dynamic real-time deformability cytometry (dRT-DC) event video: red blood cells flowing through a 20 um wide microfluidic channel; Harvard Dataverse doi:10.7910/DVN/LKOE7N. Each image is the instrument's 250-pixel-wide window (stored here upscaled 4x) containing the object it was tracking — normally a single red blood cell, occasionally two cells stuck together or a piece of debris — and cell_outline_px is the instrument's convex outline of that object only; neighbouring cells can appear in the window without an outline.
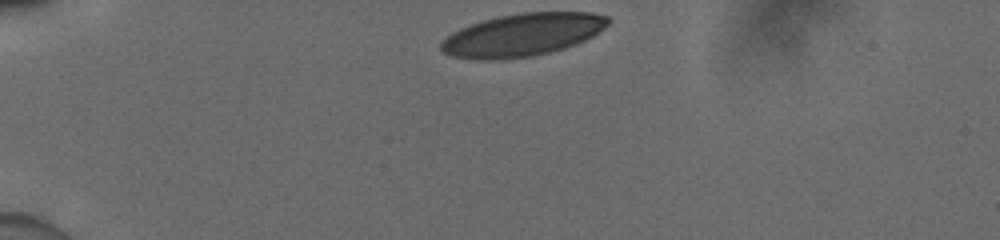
{"species": "human", "species_latin": "Homo sapiens", "temperature_condition": "cold", "stored_images_in_passage": 33, "camera_frame_rate_fps": 3000, "um_per_image_px": 0.085, "donor": {"sex": "male"}, "frame": {"image": 1, "passage_image": 1, "time_ms": 0.0, "image_size_px": [1000, 240], "cell_outline_px": [[612, 20], [604, 28], [592, 36], [576, 44], [564, 48], [532, 56], [496, 60], [476, 60], [452, 56], [444, 52], [440, 48], [440, 44], [452, 32], [460, 28], [484, 20], [500, 16], [520, 12], [592, 12], [608, 16]], "centroid_in_image_um": [44.43, 2.96], "position_along_channel_um": 40.6, "area_um2": 41.5}}
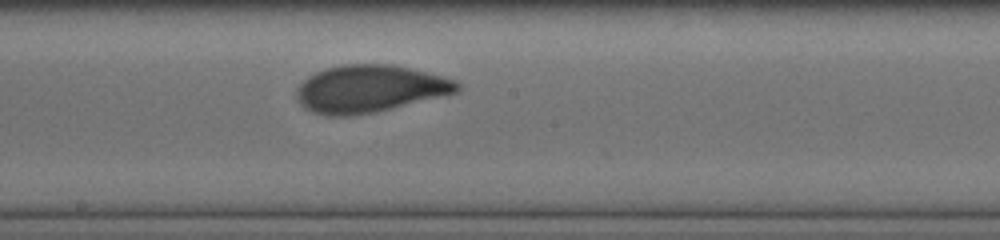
{"frame": {"image": 2, "passage_image": 19, "time_ms": 6.0, "image_size_px": [1000, 240], "cell_outline_px": [[460, 88], [456, 92], [376, 112], [352, 116], [328, 116], [312, 112], [304, 108], [296, 100], [296, 88], [308, 76], [316, 72], [340, 64], [392, 64], [412, 68], [456, 80], [460, 84]], "centroid_in_image_um": [31.37, 7.55], "position_along_channel_um": 216.8, "area_um2": 44.33}}
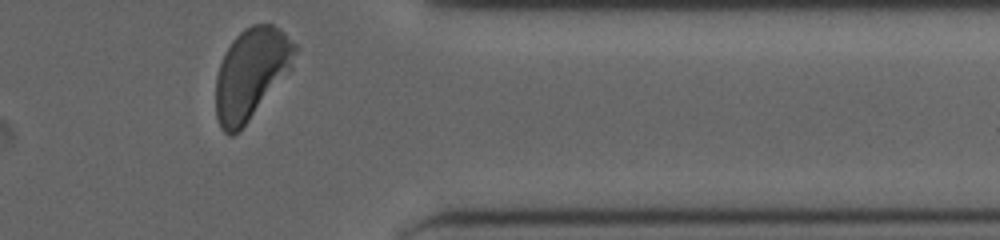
{"frame": {"image": 3, "passage_image": 33, "time_ms": 10.667, "image_size_px": [1000, 240], "cell_outline_px": [[296, 52], [292, 68], [248, 120], [232, 136], [228, 136], [220, 128], [216, 116], [216, 76], [220, 64], [232, 40], [244, 28], [252, 24], [272, 24], [280, 28], [296, 44]], "centroid_in_image_um": [21.35, 6.22], "position_along_channel_um": 390.1, "area_um2": 41.38}, "authors_computed_cell_mechanics": {"area_um2": 43.8124, "velocity_mm_per_s": 3.8901, "shape_relaxation_time_tau1_ms": 3.7284, "shape_relaxation_time_tau2_ms": 0.7729, "deformation_change_tau1": 0.1607, "deformation_change_tau2": 0.0595}}